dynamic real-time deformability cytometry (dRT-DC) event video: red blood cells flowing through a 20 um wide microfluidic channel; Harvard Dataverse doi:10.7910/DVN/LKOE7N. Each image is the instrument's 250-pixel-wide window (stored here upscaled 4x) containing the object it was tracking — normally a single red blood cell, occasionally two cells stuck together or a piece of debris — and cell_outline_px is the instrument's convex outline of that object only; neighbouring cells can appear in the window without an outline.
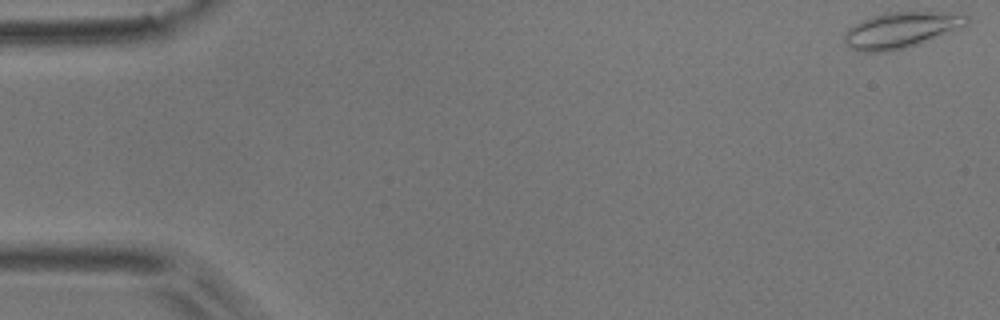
{"species": "common noctule bat (a hibernating species)", "species_latin": "Nyctalus noctula", "temperature_condition": "room temperature", "stored_images_in_passage": 4, "camera_frame_rate_fps": 3000, "um_per_image_px": 0.085, "animal": {"sex": "male", "body_mass_g": 17.9}, "frame": {"image": 1, "passage_image": 1, "time_ms": 0.0, "image_size_px": [1000, 320], "cell_outline_px": [[968, 24], [964, 28], [904, 48], [884, 52], [856, 52], [844, 40], [844, 32], [852, 24], [860, 20], [872, 16], [888, 12], [948, 12], [968, 16]], "centroid_in_image_um": [76.58, 2.55], "position_along_channel_um": 8.4, "area_um2": 25.66}}